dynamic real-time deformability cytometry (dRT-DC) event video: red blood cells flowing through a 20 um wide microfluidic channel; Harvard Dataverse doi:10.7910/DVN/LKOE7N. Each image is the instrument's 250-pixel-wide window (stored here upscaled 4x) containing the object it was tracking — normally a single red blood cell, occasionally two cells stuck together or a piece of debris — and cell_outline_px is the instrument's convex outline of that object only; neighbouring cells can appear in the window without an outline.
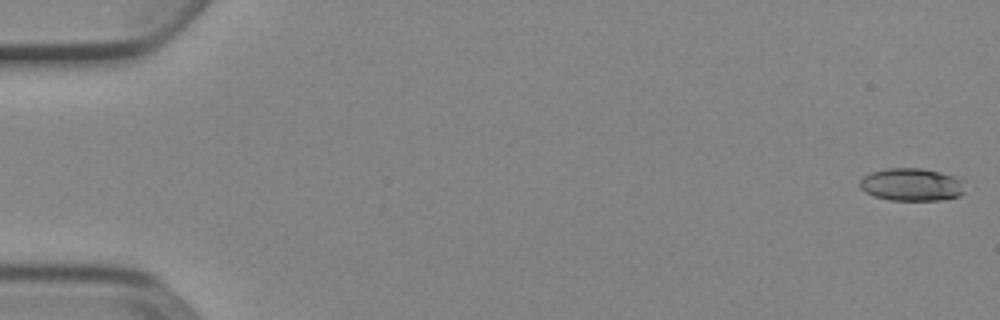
{"species": "Egyptian fruit bat (a non-hibernating species)", "species_latin": "Rousettus aegyptiacus", "temperature_condition": "cold", "stored_images_in_passage": 7, "camera_frame_rate_fps": 3000, "um_per_image_px": 0.085, "animal": {"sex": "female"}, "frame": {"image": 1, "passage_image": 1, "time_ms": 0.0, "image_size_px": [1000, 320], "cell_outline_px": [[964, 192], [960, 196], [944, 200], [888, 200], [872, 196], [864, 192], [860, 188], [860, 180], [864, 176], [872, 172], [888, 168], [920, 168], [940, 172], [956, 176], [964, 180]], "centroid_in_image_um": [77.51, 15.7], "position_along_channel_um": 7.5, "area_um2": 20.35}}
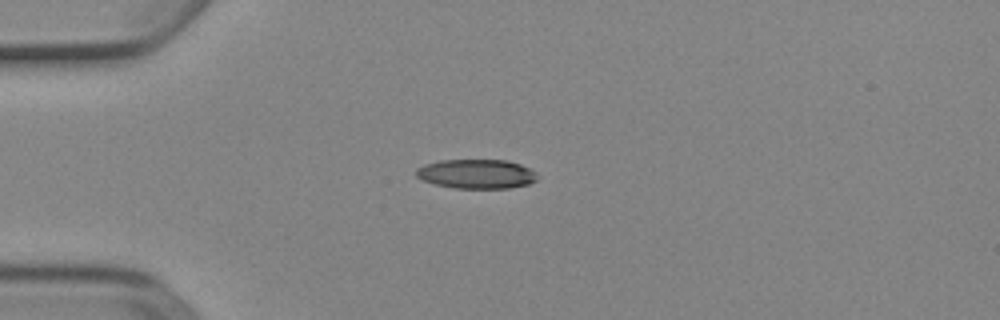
{"frame": {"image": 2, "passage_image": 5, "time_ms": 1.333, "image_size_px": [1000, 320], "cell_outline_px": [[536, 180], [528, 184], [508, 188], [456, 188], [436, 184], [420, 180], [416, 176], [416, 168], [424, 164], [440, 160], [508, 160], [520, 164], [536, 172]], "centroid_in_image_um": [40.47, 14.78], "position_along_channel_um": 44.5, "area_um2": 20.69}}
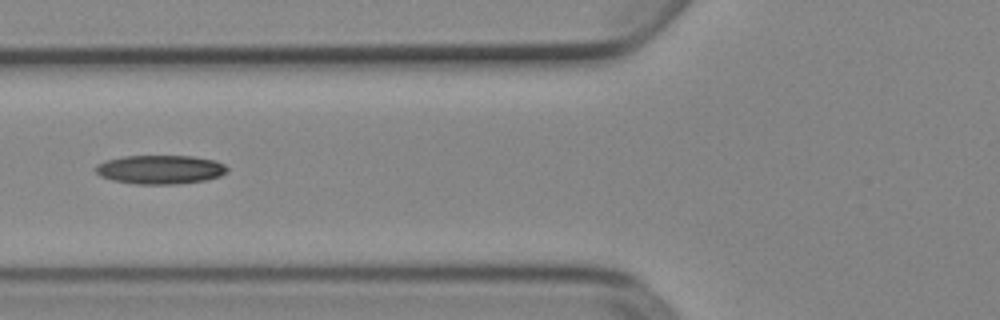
{"frame": {"image": 3, "passage_image": 7, "time_ms": 2.0, "image_size_px": [1000, 320], "cell_outline_px": [[228, 172], [220, 176], [208, 180], [172, 184], [136, 184], [112, 180], [100, 176], [96, 172], [96, 164], [104, 160], [124, 156], [192, 156], [216, 160], [224, 164], [228, 168]], "centroid_in_image_um": [13.63, 14.4], "position_along_channel_um": 112.2, "area_um2": 22.31}}